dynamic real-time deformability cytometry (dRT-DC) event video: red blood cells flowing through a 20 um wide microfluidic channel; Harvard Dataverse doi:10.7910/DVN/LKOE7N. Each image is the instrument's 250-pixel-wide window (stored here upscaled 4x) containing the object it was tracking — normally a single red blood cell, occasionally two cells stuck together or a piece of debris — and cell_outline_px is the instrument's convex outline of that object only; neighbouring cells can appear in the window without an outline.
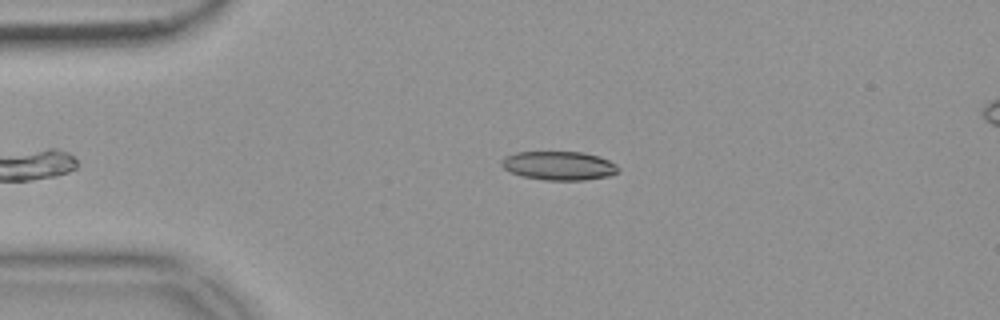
{"species": "common noctule bat (a hibernating species)", "species_latin": "Nyctalus noctula", "temperature_condition": "warm", "stored_images_in_passage": 40, "camera_frame_rate_fps": 3000, "um_per_image_px": 0.085, "animal": {"sex": "female", "body_mass_g": 18.4}, "frame": {"image": 1, "passage_image": 2, "time_ms": 0.333, "image_size_px": [1000, 320], "cell_outline_px": [[620, 168], [616, 172], [608, 176], [584, 180], [544, 180], [520, 176], [504, 168], [500, 164], [500, 160], [504, 156], [516, 152], [584, 152], [600, 156], [616, 164]], "centroid_in_image_um": [47.49, 14.07], "position_along_channel_um": 37.5, "area_um2": 19.71}}
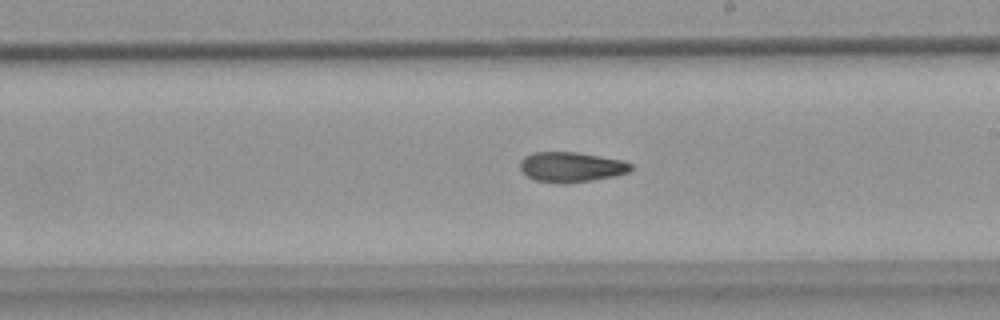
{"frame": {"image": 2, "passage_image": 21, "time_ms": 6.667, "image_size_px": [1000, 320], "cell_outline_px": [[632, 168], [628, 172], [616, 176], [592, 180], [564, 184], [560, 184], [536, 180], [528, 176], [520, 168], [520, 160], [524, 156], [532, 152], [576, 152], [624, 160], [632, 164]], "centroid_in_image_um": [48.56, 14.19], "position_along_channel_um": 240.4, "area_um2": 19.54}}
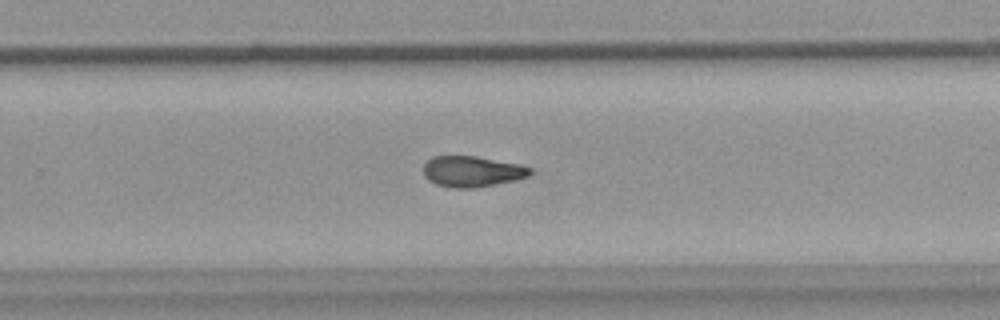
{"frame": {"image": 3, "passage_image": 25, "time_ms": 8.0, "image_size_px": [1000, 320], "cell_outline_px": [[532, 172], [528, 176], [516, 180], [480, 188], [452, 188], [436, 184], [428, 180], [424, 176], [424, 164], [432, 156], [476, 156], [516, 164], [532, 168]], "centroid_in_image_um": [40.11, 14.59], "position_along_channel_um": 289.7, "area_um2": 19.25}, "authors_computed_cell_mechanics": {"area_um2": 19.9121, "velocity_mm_per_s": 3.7101, "shape_relaxation_time_tau1_ms": null, "shape_relaxation_time_tau2_ms": 4.2179, "deformation_change_tau1": null, "deformation_change_tau2": 0.1153}}